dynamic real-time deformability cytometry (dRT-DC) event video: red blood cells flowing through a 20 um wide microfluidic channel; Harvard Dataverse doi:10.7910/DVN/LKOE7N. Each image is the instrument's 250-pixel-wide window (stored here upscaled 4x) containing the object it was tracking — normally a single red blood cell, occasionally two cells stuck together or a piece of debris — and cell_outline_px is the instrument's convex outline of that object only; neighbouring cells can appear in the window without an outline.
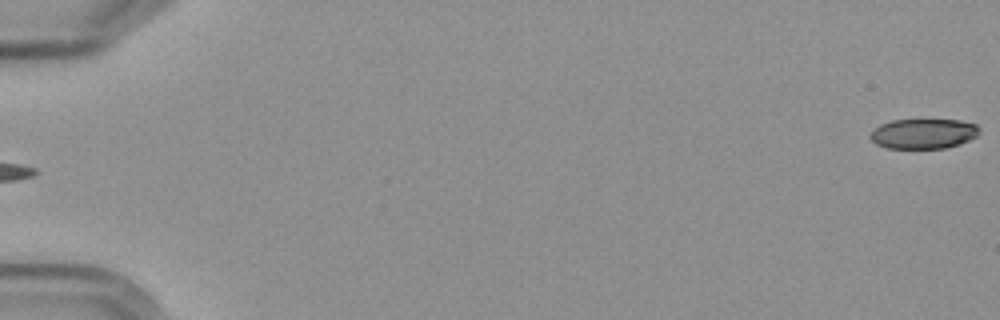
{"species": "Egyptian fruit bat (a non-hibernating species)", "species_latin": "Rousettus aegyptiacus", "temperature_condition": "cold", "stored_images_in_passage": 6, "camera_frame_rate_fps": 3000, "um_per_image_px": 0.085, "frame": {"image": 1, "passage_image": 1, "time_ms": 0.0, "image_size_px": [1000, 320], "cell_outline_px": [[980, 132], [976, 136], [968, 140], [944, 148], [888, 148], [876, 144], [868, 136], [880, 124], [892, 120], [960, 120], [976, 124], [980, 128]], "centroid_in_image_um": [78.49, 11.35], "position_along_channel_um": 6.5, "area_um2": 18.9}}
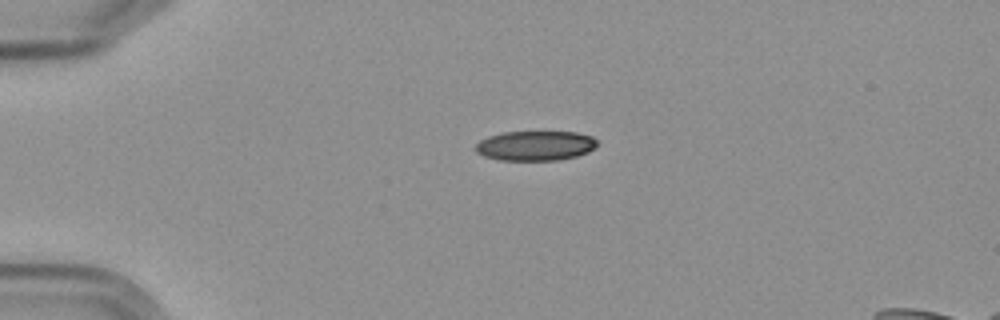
{"frame": {"image": 2, "passage_image": 5, "time_ms": 4.667, "image_size_px": [1000, 320], "cell_outline_px": [[596, 148], [588, 152], [576, 156], [556, 160], [500, 160], [484, 156], [476, 152], [476, 144], [480, 140], [488, 136], [504, 132], [576, 132], [592, 136], [596, 140]], "centroid_in_image_um": [45.51, 12.38], "position_along_channel_um": 39.5, "area_um2": 21.04}}